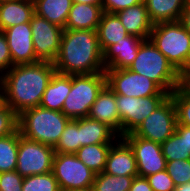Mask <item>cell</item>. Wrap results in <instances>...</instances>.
<instances>
[{"label": "cell", "instance_id": "7c38bea8", "mask_svg": "<svg viewBox=\"0 0 190 191\" xmlns=\"http://www.w3.org/2000/svg\"><path fill=\"white\" fill-rule=\"evenodd\" d=\"M36 58L53 63L58 55L63 28L34 13L30 21Z\"/></svg>", "mask_w": 190, "mask_h": 191}, {"label": "cell", "instance_id": "1f68e13d", "mask_svg": "<svg viewBox=\"0 0 190 191\" xmlns=\"http://www.w3.org/2000/svg\"><path fill=\"white\" fill-rule=\"evenodd\" d=\"M170 96L177 111V124L190 127V93L180 84Z\"/></svg>", "mask_w": 190, "mask_h": 191}, {"label": "cell", "instance_id": "e0dca14e", "mask_svg": "<svg viewBox=\"0 0 190 191\" xmlns=\"http://www.w3.org/2000/svg\"><path fill=\"white\" fill-rule=\"evenodd\" d=\"M104 172L114 176H138L134 152L122 137L111 146Z\"/></svg>", "mask_w": 190, "mask_h": 191}, {"label": "cell", "instance_id": "ac0fdd59", "mask_svg": "<svg viewBox=\"0 0 190 191\" xmlns=\"http://www.w3.org/2000/svg\"><path fill=\"white\" fill-rule=\"evenodd\" d=\"M129 35L149 39L153 23L144 2L116 13Z\"/></svg>", "mask_w": 190, "mask_h": 191}, {"label": "cell", "instance_id": "bcb514c9", "mask_svg": "<svg viewBox=\"0 0 190 191\" xmlns=\"http://www.w3.org/2000/svg\"><path fill=\"white\" fill-rule=\"evenodd\" d=\"M66 191H93V189L91 187V188H86V189H73V190H66Z\"/></svg>", "mask_w": 190, "mask_h": 191}, {"label": "cell", "instance_id": "8992f818", "mask_svg": "<svg viewBox=\"0 0 190 191\" xmlns=\"http://www.w3.org/2000/svg\"><path fill=\"white\" fill-rule=\"evenodd\" d=\"M105 85V72L71 75V91L61 112L70 120L88 117L91 106Z\"/></svg>", "mask_w": 190, "mask_h": 191}, {"label": "cell", "instance_id": "9c48e42d", "mask_svg": "<svg viewBox=\"0 0 190 191\" xmlns=\"http://www.w3.org/2000/svg\"><path fill=\"white\" fill-rule=\"evenodd\" d=\"M54 147L23 137L19 131L16 171L24 178L52 172Z\"/></svg>", "mask_w": 190, "mask_h": 191}, {"label": "cell", "instance_id": "3957f363", "mask_svg": "<svg viewBox=\"0 0 190 191\" xmlns=\"http://www.w3.org/2000/svg\"><path fill=\"white\" fill-rule=\"evenodd\" d=\"M69 121L61 111L37 106L18 115V130L29 140L55 147Z\"/></svg>", "mask_w": 190, "mask_h": 191}, {"label": "cell", "instance_id": "52a82bcc", "mask_svg": "<svg viewBox=\"0 0 190 191\" xmlns=\"http://www.w3.org/2000/svg\"><path fill=\"white\" fill-rule=\"evenodd\" d=\"M52 173L60 191L91 188L95 178V173L72 153H55Z\"/></svg>", "mask_w": 190, "mask_h": 191}, {"label": "cell", "instance_id": "74e56055", "mask_svg": "<svg viewBox=\"0 0 190 191\" xmlns=\"http://www.w3.org/2000/svg\"><path fill=\"white\" fill-rule=\"evenodd\" d=\"M12 67V58L5 34L0 31V75Z\"/></svg>", "mask_w": 190, "mask_h": 191}, {"label": "cell", "instance_id": "b9f144b4", "mask_svg": "<svg viewBox=\"0 0 190 191\" xmlns=\"http://www.w3.org/2000/svg\"><path fill=\"white\" fill-rule=\"evenodd\" d=\"M72 3L90 4L95 6H102V0H72Z\"/></svg>", "mask_w": 190, "mask_h": 191}, {"label": "cell", "instance_id": "d590c367", "mask_svg": "<svg viewBox=\"0 0 190 191\" xmlns=\"http://www.w3.org/2000/svg\"><path fill=\"white\" fill-rule=\"evenodd\" d=\"M24 178L16 171L0 173V191H22Z\"/></svg>", "mask_w": 190, "mask_h": 191}, {"label": "cell", "instance_id": "6da1fadb", "mask_svg": "<svg viewBox=\"0 0 190 191\" xmlns=\"http://www.w3.org/2000/svg\"><path fill=\"white\" fill-rule=\"evenodd\" d=\"M56 72L51 62L12 66L1 75L5 104L17 115L40 105L47 84Z\"/></svg>", "mask_w": 190, "mask_h": 191}, {"label": "cell", "instance_id": "603a6c76", "mask_svg": "<svg viewBox=\"0 0 190 191\" xmlns=\"http://www.w3.org/2000/svg\"><path fill=\"white\" fill-rule=\"evenodd\" d=\"M153 24L179 21L187 0H143Z\"/></svg>", "mask_w": 190, "mask_h": 191}, {"label": "cell", "instance_id": "5bb4252c", "mask_svg": "<svg viewBox=\"0 0 190 191\" xmlns=\"http://www.w3.org/2000/svg\"><path fill=\"white\" fill-rule=\"evenodd\" d=\"M7 39L12 66L32 64L36 58L30 22L12 26L2 31Z\"/></svg>", "mask_w": 190, "mask_h": 191}, {"label": "cell", "instance_id": "2e32d148", "mask_svg": "<svg viewBox=\"0 0 190 191\" xmlns=\"http://www.w3.org/2000/svg\"><path fill=\"white\" fill-rule=\"evenodd\" d=\"M88 117L106 124L121 137V121L116 103V94L107 84L99 92L97 99L90 108Z\"/></svg>", "mask_w": 190, "mask_h": 191}, {"label": "cell", "instance_id": "8d00e7d4", "mask_svg": "<svg viewBox=\"0 0 190 191\" xmlns=\"http://www.w3.org/2000/svg\"><path fill=\"white\" fill-rule=\"evenodd\" d=\"M142 2L143 0H102V10L106 13L116 14L121 10Z\"/></svg>", "mask_w": 190, "mask_h": 191}, {"label": "cell", "instance_id": "f6af8a7d", "mask_svg": "<svg viewBox=\"0 0 190 191\" xmlns=\"http://www.w3.org/2000/svg\"><path fill=\"white\" fill-rule=\"evenodd\" d=\"M186 142L190 148V127L186 126Z\"/></svg>", "mask_w": 190, "mask_h": 191}, {"label": "cell", "instance_id": "d4e9b609", "mask_svg": "<svg viewBox=\"0 0 190 191\" xmlns=\"http://www.w3.org/2000/svg\"><path fill=\"white\" fill-rule=\"evenodd\" d=\"M72 6V0H35V14L63 29Z\"/></svg>", "mask_w": 190, "mask_h": 191}, {"label": "cell", "instance_id": "277c9868", "mask_svg": "<svg viewBox=\"0 0 190 191\" xmlns=\"http://www.w3.org/2000/svg\"><path fill=\"white\" fill-rule=\"evenodd\" d=\"M128 69L154 81L169 95L180 85L181 74L150 39L141 43L137 56Z\"/></svg>", "mask_w": 190, "mask_h": 191}, {"label": "cell", "instance_id": "7402d4cb", "mask_svg": "<svg viewBox=\"0 0 190 191\" xmlns=\"http://www.w3.org/2000/svg\"><path fill=\"white\" fill-rule=\"evenodd\" d=\"M119 138L106 124L90 117L80 118V148L85 145L115 143Z\"/></svg>", "mask_w": 190, "mask_h": 191}, {"label": "cell", "instance_id": "ab89813d", "mask_svg": "<svg viewBox=\"0 0 190 191\" xmlns=\"http://www.w3.org/2000/svg\"><path fill=\"white\" fill-rule=\"evenodd\" d=\"M179 21L182 23L186 31L190 34V6H188L187 4L182 11V15Z\"/></svg>", "mask_w": 190, "mask_h": 191}, {"label": "cell", "instance_id": "484cf974", "mask_svg": "<svg viewBox=\"0 0 190 191\" xmlns=\"http://www.w3.org/2000/svg\"><path fill=\"white\" fill-rule=\"evenodd\" d=\"M113 144L115 143L85 145L79 148L75 155L95 174H99L105 170L107 156Z\"/></svg>", "mask_w": 190, "mask_h": 191}, {"label": "cell", "instance_id": "f35d334b", "mask_svg": "<svg viewBox=\"0 0 190 191\" xmlns=\"http://www.w3.org/2000/svg\"><path fill=\"white\" fill-rule=\"evenodd\" d=\"M129 191H153L146 177L135 176Z\"/></svg>", "mask_w": 190, "mask_h": 191}, {"label": "cell", "instance_id": "c3c4849f", "mask_svg": "<svg viewBox=\"0 0 190 191\" xmlns=\"http://www.w3.org/2000/svg\"><path fill=\"white\" fill-rule=\"evenodd\" d=\"M187 5L190 6V0H187Z\"/></svg>", "mask_w": 190, "mask_h": 191}, {"label": "cell", "instance_id": "ee69618b", "mask_svg": "<svg viewBox=\"0 0 190 191\" xmlns=\"http://www.w3.org/2000/svg\"><path fill=\"white\" fill-rule=\"evenodd\" d=\"M5 105L4 101V92L2 87L0 86V109Z\"/></svg>", "mask_w": 190, "mask_h": 191}, {"label": "cell", "instance_id": "d6986e66", "mask_svg": "<svg viewBox=\"0 0 190 191\" xmlns=\"http://www.w3.org/2000/svg\"><path fill=\"white\" fill-rule=\"evenodd\" d=\"M34 13V2L32 0L0 2V31L30 22Z\"/></svg>", "mask_w": 190, "mask_h": 191}, {"label": "cell", "instance_id": "cb8c5ba5", "mask_svg": "<svg viewBox=\"0 0 190 191\" xmlns=\"http://www.w3.org/2000/svg\"><path fill=\"white\" fill-rule=\"evenodd\" d=\"M99 45L104 52L129 34L116 14L103 12L97 28Z\"/></svg>", "mask_w": 190, "mask_h": 191}, {"label": "cell", "instance_id": "60d3db41", "mask_svg": "<svg viewBox=\"0 0 190 191\" xmlns=\"http://www.w3.org/2000/svg\"><path fill=\"white\" fill-rule=\"evenodd\" d=\"M180 84L190 93V71L181 73Z\"/></svg>", "mask_w": 190, "mask_h": 191}, {"label": "cell", "instance_id": "4dcf8cb0", "mask_svg": "<svg viewBox=\"0 0 190 191\" xmlns=\"http://www.w3.org/2000/svg\"><path fill=\"white\" fill-rule=\"evenodd\" d=\"M22 191H60L52 172L24 177Z\"/></svg>", "mask_w": 190, "mask_h": 191}, {"label": "cell", "instance_id": "4316f807", "mask_svg": "<svg viewBox=\"0 0 190 191\" xmlns=\"http://www.w3.org/2000/svg\"><path fill=\"white\" fill-rule=\"evenodd\" d=\"M166 161L190 159V148L186 142V126L176 124L175 132L161 144Z\"/></svg>", "mask_w": 190, "mask_h": 191}, {"label": "cell", "instance_id": "ffe728a7", "mask_svg": "<svg viewBox=\"0 0 190 191\" xmlns=\"http://www.w3.org/2000/svg\"><path fill=\"white\" fill-rule=\"evenodd\" d=\"M102 13V6L72 3L64 29L97 30Z\"/></svg>", "mask_w": 190, "mask_h": 191}, {"label": "cell", "instance_id": "e575fe53", "mask_svg": "<svg viewBox=\"0 0 190 191\" xmlns=\"http://www.w3.org/2000/svg\"><path fill=\"white\" fill-rule=\"evenodd\" d=\"M153 191H174L175 184L166 170L146 177Z\"/></svg>", "mask_w": 190, "mask_h": 191}, {"label": "cell", "instance_id": "4fadbf2b", "mask_svg": "<svg viewBox=\"0 0 190 191\" xmlns=\"http://www.w3.org/2000/svg\"><path fill=\"white\" fill-rule=\"evenodd\" d=\"M132 148L138 175L147 177L166 170V159L163 156L161 144L149 141L128 133L122 137Z\"/></svg>", "mask_w": 190, "mask_h": 191}, {"label": "cell", "instance_id": "7bdbcfd3", "mask_svg": "<svg viewBox=\"0 0 190 191\" xmlns=\"http://www.w3.org/2000/svg\"><path fill=\"white\" fill-rule=\"evenodd\" d=\"M174 191H190V182L176 186Z\"/></svg>", "mask_w": 190, "mask_h": 191}, {"label": "cell", "instance_id": "30bf717a", "mask_svg": "<svg viewBox=\"0 0 190 191\" xmlns=\"http://www.w3.org/2000/svg\"><path fill=\"white\" fill-rule=\"evenodd\" d=\"M106 84L115 93L131 97L169 95L154 81L130 69H105Z\"/></svg>", "mask_w": 190, "mask_h": 191}, {"label": "cell", "instance_id": "f1b7e54d", "mask_svg": "<svg viewBox=\"0 0 190 191\" xmlns=\"http://www.w3.org/2000/svg\"><path fill=\"white\" fill-rule=\"evenodd\" d=\"M80 148V119L70 120L60 140L54 147L55 153H72L75 154Z\"/></svg>", "mask_w": 190, "mask_h": 191}, {"label": "cell", "instance_id": "7dc6e473", "mask_svg": "<svg viewBox=\"0 0 190 191\" xmlns=\"http://www.w3.org/2000/svg\"><path fill=\"white\" fill-rule=\"evenodd\" d=\"M186 71H190V62H189V65H188V69Z\"/></svg>", "mask_w": 190, "mask_h": 191}, {"label": "cell", "instance_id": "44dd1931", "mask_svg": "<svg viewBox=\"0 0 190 191\" xmlns=\"http://www.w3.org/2000/svg\"><path fill=\"white\" fill-rule=\"evenodd\" d=\"M70 91L71 75L55 72L47 84L39 106L53 111H62L64 101Z\"/></svg>", "mask_w": 190, "mask_h": 191}, {"label": "cell", "instance_id": "ba28073f", "mask_svg": "<svg viewBox=\"0 0 190 191\" xmlns=\"http://www.w3.org/2000/svg\"><path fill=\"white\" fill-rule=\"evenodd\" d=\"M177 111L169 95L138 127L132 132L140 138L159 144L165 142L175 132Z\"/></svg>", "mask_w": 190, "mask_h": 191}, {"label": "cell", "instance_id": "8fae6325", "mask_svg": "<svg viewBox=\"0 0 190 191\" xmlns=\"http://www.w3.org/2000/svg\"><path fill=\"white\" fill-rule=\"evenodd\" d=\"M169 95L131 97L116 94L121 121V137L132 133Z\"/></svg>", "mask_w": 190, "mask_h": 191}, {"label": "cell", "instance_id": "836d02e7", "mask_svg": "<svg viewBox=\"0 0 190 191\" xmlns=\"http://www.w3.org/2000/svg\"><path fill=\"white\" fill-rule=\"evenodd\" d=\"M18 129V115L6 104L0 109V138Z\"/></svg>", "mask_w": 190, "mask_h": 191}, {"label": "cell", "instance_id": "9a60e30c", "mask_svg": "<svg viewBox=\"0 0 190 191\" xmlns=\"http://www.w3.org/2000/svg\"><path fill=\"white\" fill-rule=\"evenodd\" d=\"M145 39L128 35L109 46L103 52V64L105 69H127L137 56L138 49Z\"/></svg>", "mask_w": 190, "mask_h": 191}, {"label": "cell", "instance_id": "5b68a950", "mask_svg": "<svg viewBox=\"0 0 190 191\" xmlns=\"http://www.w3.org/2000/svg\"><path fill=\"white\" fill-rule=\"evenodd\" d=\"M149 39L181 74L190 62V34L180 21L153 25Z\"/></svg>", "mask_w": 190, "mask_h": 191}, {"label": "cell", "instance_id": "d6a6232c", "mask_svg": "<svg viewBox=\"0 0 190 191\" xmlns=\"http://www.w3.org/2000/svg\"><path fill=\"white\" fill-rule=\"evenodd\" d=\"M166 171L175 186L190 182V159L167 161Z\"/></svg>", "mask_w": 190, "mask_h": 191}, {"label": "cell", "instance_id": "f546056e", "mask_svg": "<svg viewBox=\"0 0 190 191\" xmlns=\"http://www.w3.org/2000/svg\"><path fill=\"white\" fill-rule=\"evenodd\" d=\"M135 176H114L101 172L95 174L93 191H129Z\"/></svg>", "mask_w": 190, "mask_h": 191}, {"label": "cell", "instance_id": "83f0119b", "mask_svg": "<svg viewBox=\"0 0 190 191\" xmlns=\"http://www.w3.org/2000/svg\"><path fill=\"white\" fill-rule=\"evenodd\" d=\"M19 130L0 138V173L17 168Z\"/></svg>", "mask_w": 190, "mask_h": 191}, {"label": "cell", "instance_id": "7a4b0ae2", "mask_svg": "<svg viewBox=\"0 0 190 191\" xmlns=\"http://www.w3.org/2000/svg\"><path fill=\"white\" fill-rule=\"evenodd\" d=\"M53 65L56 72L63 75L105 72L97 30L64 29Z\"/></svg>", "mask_w": 190, "mask_h": 191}]
</instances>
